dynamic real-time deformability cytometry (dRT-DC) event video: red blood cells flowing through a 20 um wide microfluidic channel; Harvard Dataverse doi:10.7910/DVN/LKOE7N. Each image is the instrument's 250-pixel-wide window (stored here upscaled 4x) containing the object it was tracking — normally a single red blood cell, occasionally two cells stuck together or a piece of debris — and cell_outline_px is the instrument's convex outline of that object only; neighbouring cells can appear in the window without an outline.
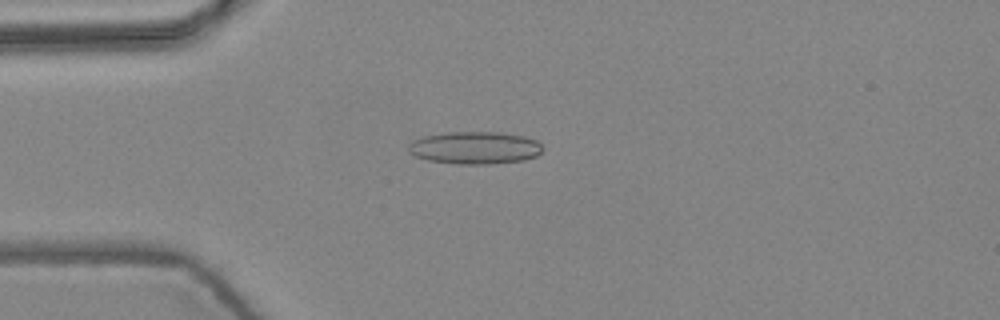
{"species": "common noctule bat (a hibernating species)", "species_latin": "Nyctalus noctula", "temperature_condition": "warm", "stored_images_in_passage": 6, "camera_frame_rate_fps": 3000, "um_per_image_px": 0.085, "animal": {"sex": "female", "body_mass_g": 24.6, "forearm_length_mm": 56.2}, "frame": {"image": 1, "passage_image": 4, "time_ms": 1.0, "image_size_px": [1000, 320], "cell_outline_px": [[544, 148], [536, 156], [524, 160], [488, 164], [456, 164], [428, 160], [416, 156], [408, 152], [408, 144], [412, 140], [424, 136], [448, 132], [500, 132], [524, 136], [536, 140]], "centroid_in_image_um": [40.35, 12.56], "position_along_channel_um": 44.6, "area_um2": 25.49}}
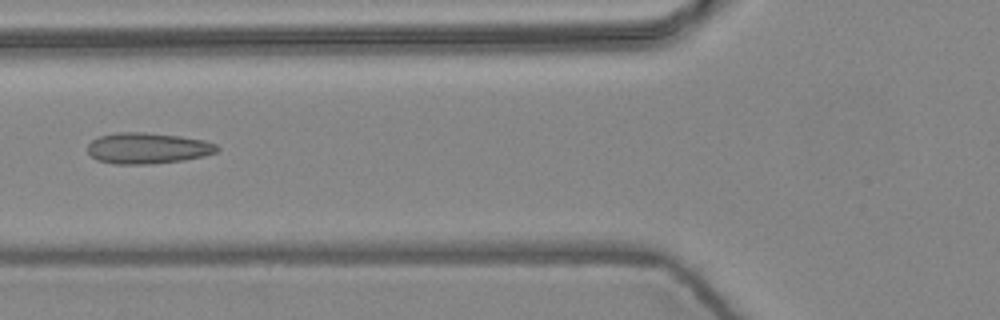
{"frame": {"image": 2, "passage_image": 6, "time_ms": 1.667, "image_size_px": [1000, 320], "cell_outline_px": [[220, 148], [216, 152], [204, 156], [184, 160], [152, 164], [112, 164], [96, 160], [88, 152], [88, 144], [92, 140], [100, 136], [116, 132], [144, 132], [180, 136], [204, 140], [216, 144]], "centroid_in_image_um": [12.54, 12.6], "position_along_channel_um": 113.3, "area_um2": 23.52}}